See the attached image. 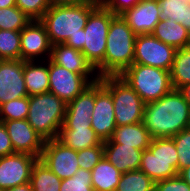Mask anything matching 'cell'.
Segmentation results:
<instances>
[{
  "mask_svg": "<svg viewBox=\"0 0 190 191\" xmlns=\"http://www.w3.org/2000/svg\"><path fill=\"white\" fill-rule=\"evenodd\" d=\"M142 124L152 139L177 135L190 124V105L177 89L145 104Z\"/></svg>",
  "mask_w": 190,
  "mask_h": 191,
  "instance_id": "6da1fadb",
  "label": "cell"
},
{
  "mask_svg": "<svg viewBox=\"0 0 190 191\" xmlns=\"http://www.w3.org/2000/svg\"><path fill=\"white\" fill-rule=\"evenodd\" d=\"M99 4L51 5L40 19L45 25L51 45H75L90 13Z\"/></svg>",
  "mask_w": 190,
  "mask_h": 191,
  "instance_id": "7a4b0ae2",
  "label": "cell"
},
{
  "mask_svg": "<svg viewBox=\"0 0 190 191\" xmlns=\"http://www.w3.org/2000/svg\"><path fill=\"white\" fill-rule=\"evenodd\" d=\"M115 15L100 3L89 15L75 46L85 55L99 78L104 77V55L111 20Z\"/></svg>",
  "mask_w": 190,
  "mask_h": 191,
  "instance_id": "3957f363",
  "label": "cell"
},
{
  "mask_svg": "<svg viewBox=\"0 0 190 191\" xmlns=\"http://www.w3.org/2000/svg\"><path fill=\"white\" fill-rule=\"evenodd\" d=\"M136 36L120 15L112 18L104 55V76H120L133 64Z\"/></svg>",
  "mask_w": 190,
  "mask_h": 191,
  "instance_id": "277c9868",
  "label": "cell"
},
{
  "mask_svg": "<svg viewBox=\"0 0 190 191\" xmlns=\"http://www.w3.org/2000/svg\"><path fill=\"white\" fill-rule=\"evenodd\" d=\"M66 107L67 103L50 92L29 96L26 120L45 141L57 139Z\"/></svg>",
  "mask_w": 190,
  "mask_h": 191,
  "instance_id": "5b68a950",
  "label": "cell"
},
{
  "mask_svg": "<svg viewBox=\"0 0 190 191\" xmlns=\"http://www.w3.org/2000/svg\"><path fill=\"white\" fill-rule=\"evenodd\" d=\"M120 77L145 103L158 100L173 89L170 71L157 67L133 63Z\"/></svg>",
  "mask_w": 190,
  "mask_h": 191,
  "instance_id": "8992f818",
  "label": "cell"
},
{
  "mask_svg": "<svg viewBox=\"0 0 190 191\" xmlns=\"http://www.w3.org/2000/svg\"><path fill=\"white\" fill-rule=\"evenodd\" d=\"M103 87L111 94L116 126L142 122L145 102L120 76L99 78Z\"/></svg>",
  "mask_w": 190,
  "mask_h": 191,
  "instance_id": "52a82bcc",
  "label": "cell"
},
{
  "mask_svg": "<svg viewBox=\"0 0 190 191\" xmlns=\"http://www.w3.org/2000/svg\"><path fill=\"white\" fill-rule=\"evenodd\" d=\"M140 171L154 182L178 175V154L172 137L154 138L143 150Z\"/></svg>",
  "mask_w": 190,
  "mask_h": 191,
  "instance_id": "ba28073f",
  "label": "cell"
},
{
  "mask_svg": "<svg viewBox=\"0 0 190 191\" xmlns=\"http://www.w3.org/2000/svg\"><path fill=\"white\" fill-rule=\"evenodd\" d=\"M175 51L174 47L158 40L153 34L137 35L133 63L171 71Z\"/></svg>",
  "mask_w": 190,
  "mask_h": 191,
  "instance_id": "9c48e42d",
  "label": "cell"
},
{
  "mask_svg": "<svg viewBox=\"0 0 190 191\" xmlns=\"http://www.w3.org/2000/svg\"><path fill=\"white\" fill-rule=\"evenodd\" d=\"M49 92L65 103L74 100L91 83L81 74L67 70L48 59Z\"/></svg>",
  "mask_w": 190,
  "mask_h": 191,
  "instance_id": "30bf717a",
  "label": "cell"
},
{
  "mask_svg": "<svg viewBox=\"0 0 190 191\" xmlns=\"http://www.w3.org/2000/svg\"><path fill=\"white\" fill-rule=\"evenodd\" d=\"M39 159L61 180L72 177L79 169L77 151L57 139L45 141Z\"/></svg>",
  "mask_w": 190,
  "mask_h": 191,
  "instance_id": "8fae6325",
  "label": "cell"
},
{
  "mask_svg": "<svg viewBox=\"0 0 190 191\" xmlns=\"http://www.w3.org/2000/svg\"><path fill=\"white\" fill-rule=\"evenodd\" d=\"M38 157L26 153H14L0 157V190L30 182L33 165Z\"/></svg>",
  "mask_w": 190,
  "mask_h": 191,
  "instance_id": "7c38bea8",
  "label": "cell"
},
{
  "mask_svg": "<svg viewBox=\"0 0 190 191\" xmlns=\"http://www.w3.org/2000/svg\"><path fill=\"white\" fill-rule=\"evenodd\" d=\"M90 123L102 142L110 140L116 129L112 96L99 80L95 82V106Z\"/></svg>",
  "mask_w": 190,
  "mask_h": 191,
  "instance_id": "4fadbf2b",
  "label": "cell"
},
{
  "mask_svg": "<svg viewBox=\"0 0 190 191\" xmlns=\"http://www.w3.org/2000/svg\"><path fill=\"white\" fill-rule=\"evenodd\" d=\"M21 60L39 61L51 54V43L45 25L40 20H31L21 31Z\"/></svg>",
  "mask_w": 190,
  "mask_h": 191,
  "instance_id": "5bb4252c",
  "label": "cell"
},
{
  "mask_svg": "<svg viewBox=\"0 0 190 191\" xmlns=\"http://www.w3.org/2000/svg\"><path fill=\"white\" fill-rule=\"evenodd\" d=\"M15 153H26L40 158L45 140L26 119L3 122Z\"/></svg>",
  "mask_w": 190,
  "mask_h": 191,
  "instance_id": "9a60e30c",
  "label": "cell"
},
{
  "mask_svg": "<svg viewBox=\"0 0 190 191\" xmlns=\"http://www.w3.org/2000/svg\"><path fill=\"white\" fill-rule=\"evenodd\" d=\"M23 72V60H0V105L28 96Z\"/></svg>",
  "mask_w": 190,
  "mask_h": 191,
  "instance_id": "2e32d148",
  "label": "cell"
},
{
  "mask_svg": "<svg viewBox=\"0 0 190 191\" xmlns=\"http://www.w3.org/2000/svg\"><path fill=\"white\" fill-rule=\"evenodd\" d=\"M49 59L69 71L83 75L91 84L99 80L96 70L75 45H52Z\"/></svg>",
  "mask_w": 190,
  "mask_h": 191,
  "instance_id": "e0dca14e",
  "label": "cell"
},
{
  "mask_svg": "<svg viewBox=\"0 0 190 191\" xmlns=\"http://www.w3.org/2000/svg\"><path fill=\"white\" fill-rule=\"evenodd\" d=\"M158 0H141L120 16L136 35L152 34L160 19Z\"/></svg>",
  "mask_w": 190,
  "mask_h": 191,
  "instance_id": "ac0fdd59",
  "label": "cell"
},
{
  "mask_svg": "<svg viewBox=\"0 0 190 191\" xmlns=\"http://www.w3.org/2000/svg\"><path fill=\"white\" fill-rule=\"evenodd\" d=\"M95 106V83H92L66 107L61 127H91V114Z\"/></svg>",
  "mask_w": 190,
  "mask_h": 191,
  "instance_id": "d6986e66",
  "label": "cell"
},
{
  "mask_svg": "<svg viewBox=\"0 0 190 191\" xmlns=\"http://www.w3.org/2000/svg\"><path fill=\"white\" fill-rule=\"evenodd\" d=\"M103 148L104 157L121 173L139 170L143 150L115 143L111 139L104 142Z\"/></svg>",
  "mask_w": 190,
  "mask_h": 191,
  "instance_id": "ffe728a7",
  "label": "cell"
},
{
  "mask_svg": "<svg viewBox=\"0 0 190 191\" xmlns=\"http://www.w3.org/2000/svg\"><path fill=\"white\" fill-rule=\"evenodd\" d=\"M57 140L75 151L104 144L91 127H60Z\"/></svg>",
  "mask_w": 190,
  "mask_h": 191,
  "instance_id": "44dd1931",
  "label": "cell"
},
{
  "mask_svg": "<svg viewBox=\"0 0 190 191\" xmlns=\"http://www.w3.org/2000/svg\"><path fill=\"white\" fill-rule=\"evenodd\" d=\"M158 40L180 49L190 45V32L173 18L160 20L152 33Z\"/></svg>",
  "mask_w": 190,
  "mask_h": 191,
  "instance_id": "7402d4cb",
  "label": "cell"
},
{
  "mask_svg": "<svg viewBox=\"0 0 190 191\" xmlns=\"http://www.w3.org/2000/svg\"><path fill=\"white\" fill-rule=\"evenodd\" d=\"M44 61L46 64L43 62L40 64L38 61H24L23 76L28 96L49 92L48 60Z\"/></svg>",
  "mask_w": 190,
  "mask_h": 191,
  "instance_id": "603a6c76",
  "label": "cell"
},
{
  "mask_svg": "<svg viewBox=\"0 0 190 191\" xmlns=\"http://www.w3.org/2000/svg\"><path fill=\"white\" fill-rule=\"evenodd\" d=\"M113 142L145 150L150 146L151 136L146 127L140 123L116 126L110 138Z\"/></svg>",
  "mask_w": 190,
  "mask_h": 191,
  "instance_id": "cb8c5ba5",
  "label": "cell"
},
{
  "mask_svg": "<svg viewBox=\"0 0 190 191\" xmlns=\"http://www.w3.org/2000/svg\"><path fill=\"white\" fill-rule=\"evenodd\" d=\"M122 173L105 157L91 171L94 191H115Z\"/></svg>",
  "mask_w": 190,
  "mask_h": 191,
  "instance_id": "d4e9b609",
  "label": "cell"
},
{
  "mask_svg": "<svg viewBox=\"0 0 190 191\" xmlns=\"http://www.w3.org/2000/svg\"><path fill=\"white\" fill-rule=\"evenodd\" d=\"M61 181L40 159L33 165L30 177L33 191H60Z\"/></svg>",
  "mask_w": 190,
  "mask_h": 191,
  "instance_id": "484cf974",
  "label": "cell"
},
{
  "mask_svg": "<svg viewBox=\"0 0 190 191\" xmlns=\"http://www.w3.org/2000/svg\"><path fill=\"white\" fill-rule=\"evenodd\" d=\"M170 76L173 89L190 83V45L176 49Z\"/></svg>",
  "mask_w": 190,
  "mask_h": 191,
  "instance_id": "4316f807",
  "label": "cell"
},
{
  "mask_svg": "<svg viewBox=\"0 0 190 191\" xmlns=\"http://www.w3.org/2000/svg\"><path fill=\"white\" fill-rule=\"evenodd\" d=\"M155 182L144 172L128 171L122 173L115 191H154Z\"/></svg>",
  "mask_w": 190,
  "mask_h": 191,
  "instance_id": "83f0119b",
  "label": "cell"
},
{
  "mask_svg": "<svg viewBox=\"0 0 190 191\" xmlns=\"http://www.w3.org/2000/svg\"><path fill=\"white\" fill-rule=\"evenodd\" d=\"M20 31L0 29V60L21 59Z\"/></svg>",
  "mask_w": 190,
  "mask_h": 191,
  "instance_id": "f1b7e54d",
  "label": "cell"
},
{
  "mask_svg": "<svg viewBox=\"0 0 190 191\" xmlns=\"http://www.w3.org/2000/svg\"><path fill=\"white\" fill-rule=\"evenodd\" d=\"M30 21L16 6L0 8V29L21 31Z\"/></svg>",
  "mask_w": 190,
  "mask_h": 191,
  "instance_id": "f546056e",
  "label": "cell"
},
{
  "mask_svg": "<svg viewBox=\"0 0 190 191\" xmlns=\"http://www.w3.org/2000/svg\"><path fill=\"white\" fill-rule=\"evenodd\" d=\"M29 96L5 102L0 105V121L27 119Z\"/></svg>",
  "mask_w": 190,
  "mask_h": 191,
  "instance_id": "4dcf8cb0",
  "label": "cell"
},
{
  "mask_svg": "<svg viewBox=\"0 0 190 191\" xmlns=\"http://www.w3.org/2000/svg\"><path fill=\"white\" fill-rule=\"evenodd\" d=\"M60 191H94L91 171L79 168L72 177L61 181Z\"/></svg>",
  "mask_w": 190,
  "mask_h": 191,
  "instance_id": "1f68e13d",
  "label": "cell"
},
{
  "mask_svg": "<svg viewBox=\"0 0 190 191\" xmlns=\"http://www.w3.org/2000/svg\"><path fill=\"white\" fill-rule=\"evenodd\" d=\"M172 138L178 154L179 173L183 168L190 166V127L184 128Z\"/></svg>",
  "mask_w": 190,
  "mask_h": 191,
  "instance_id": "d6a6232c",
  "label": "cell"
},
{
  "mask_svg": "<svg viewBox=\"0 0 190 191\" xmlns=\"http://www.w3.org/2000/svg\"><path fill=\"white\" fill-rule=\"evenodd\" d=\"M160 6V19L166 20L167 18H173L175 22L182 25L184 7L189 5L184 0H158Z\"/></svg>",
  "mask_w": 190,
  "mask_h": 191,
  "instance_id": "836d02e7",
  "label": "cell"
},
{
  "mask_svg": "<svg viewBox=\"0 0 190 191\" xmlns=\"http://www.w3.org/2000/svg\"><path fill=\"white\" fill-rule=\"evenodd\" d=\"M104 157L103 144H98L90 148L77 151L79 168L92 171V169Z\"/></svg>",
  "mask_w": 190,
  "mask_h": 191,
  "instance_id": "e575fe53",
  "label": "cell"
},
{
  "mask_svg": "<svg viewBox=\"0 0 190 191\" xmlns=\"http://www.w3.org/2000/svg\"><path fill=\"white\" fill-rule=\"evenodd\" d=\"M50 6L49 0H16V7L31 20H40Z\"/></svg>",
  "mask_w": 190,
  "mask_h": 191,
  "instance_id": "d590c367",
  "label": "cell"
},
{
  "mask_svg": "<svg viewBox=\"0 0 190 191\" xmlns=\"http://www.w3.org/2000/svg\"><path fill=\"white\" fill-rule=\"evenodd\" d=\"M154 191H190V186L178 174L175 177L155 182Z\"/></svg>",
  "mask_w": 190,
  "mask_h": 191,
  "instance_id": "8d00e7d4",
  "label": "cell"
},
{
  "mask_svg": "<svg viewBox=\"0 0 190 191\" xmlns=\"http://www.w3.org/2000/svg\"><path fill=\"white\" fill-rule=\"evenodd\" d=\"M140 1L141 0H104L102 4L114 15H121Z\"/></svg>",
  "mask_w": 190,
  "mask_h": 191,
  "instance_id": "74e56055",
  "label": "cell"
},
{
  "mask_svg": "<svg viewBox=\"0 0 190 191\" xmlns=\"http://www.w3.org/2000/svg\"><path fill=\"white\" fill-rule=\"evenodd\" d=\"M14 149L7 130L0 121V157L14 154Z\"/></svg>",
  "mask_w": 190,
  "mask_h": 191,
  "instance_id": "f35d334b",
  "label": "cell"
},
{
  "mask_svg": "<svg viewBox=\"0 0 190 191\" xmlns=\"http://www.w3.org/2000/svg\"><path fill=\"white\" fill-rule=\"evenodd\" d=\"M51 5H79L86 3H98L96 0H49Z\"/></svg>",
  "mask_w": 190,
  "mask_h": 191,
  "instance_id": "ab89813d",
  "label": "cell"
},
{
  "mask_svg": "<svg viewBox=\"0 0 190 191\" xmlns=\"http://www.w3.org/2000/svg\"><path fill=\"white\" fill-rule=\"evenodd\" d=\"M182 25L190 32V4L184 7Z\"/></svg>",
  "mask_w": 190,
  "mask_h": 191,
  "instance_id": "60d3db41",
  "label": "cell"
},
{
  "mask_svg": "<svg viewBox=\"0 0 190 191\" xmlns=\"http://www.w3.org/2000/svg\"><path fill=\"white\" fill-rule=\"evenodd\" d=\"M178 91L182 94L183 98L190 105V83L186 84L178 89Z\"/></svg>",
  "mask_w": 190,
  "mask_h": 191,
  "instance_id": "b9f144b4",
  "label": "cell"
},
{
  "mask_svg": "<svg viewBox=\"0 0 190 191\" xmlns=\"http://www.w3.org/2000/svg\"><path fill=\"white\" fill-rule=\"evenodd\" d=\"M4 191H33V189L31 183L28 182L26 184L15 186Z\"/></svg>",
  "mask_w": 190,
  "mask_h": 191,
  "instance_id": "7bdbcfd3",
  "label": "cell"
},
{
  "mask_svg": "<svg viewBox=\"0 0 190 191\" xmlns=\"http://www.w3.org/2000/svg\"><path fill=\"white\" fill-rule=\"evenodd\" d=\"M178 174L190 186V166L183 168Z\"/></svg>",
  "mask_w": 190,
  "mask_h": 191,
  "instance_id": "ee69618b",
  "label": "cell"
},
{
  "mask_svg": "<svg viewBox=\"0 0 190 191\" xmlns=\"http://www.w3.org/2000/svg\"><path fill=\"white\" fill-rule=\"evenodd\" d=\"M16 6V0H0V8Z\"/></svg>",
  "mask_w": 190,
  "mask_h": 191,
  "instance_id": "f6af8a7d",
  "label": "cell"
},
{
  "mask_svg": "<svg viewBox=\"0 0 190 191\" xmlns=\"http://www.w3.org/2000/svg\"><path fill=\"white\" fill-rule=\"evenodd\" d=\"M98 3H102L104 0H96Z\"/></svg>",
  "mask_w": 190,
  "mask_h": 191,
  "instance_id": "bcb514c9",
  "label": "cell"
}]
</instances>
